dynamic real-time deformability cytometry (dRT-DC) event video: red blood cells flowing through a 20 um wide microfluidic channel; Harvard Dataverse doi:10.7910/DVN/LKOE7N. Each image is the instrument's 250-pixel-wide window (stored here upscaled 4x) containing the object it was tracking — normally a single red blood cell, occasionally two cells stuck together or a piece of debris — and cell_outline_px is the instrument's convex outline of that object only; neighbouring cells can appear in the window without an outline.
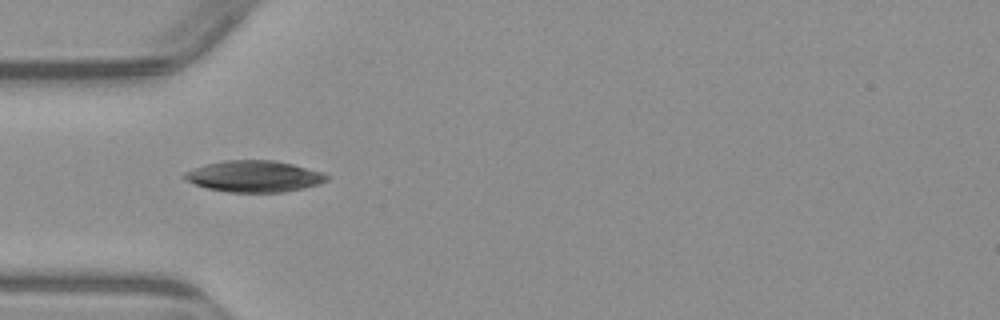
{"species": "common noctule bat (a hibernating species)", "species_latin": "Nyctalus noctula", "temperature_condition": "warm", "stored_images_in_passage": 3, "camera_frame_rate_fps": 3000, "um_per_image_px": 0.085, "animal": {"sex": "male", "body_mass_g": 23.1, "forearm_length_mm": 52.7}, "frame": {"image": 1, "passage_image": 1, "time_ms": 0.0, "image_size_px": [1000, 320], "cell_outline_px": [[328, 180], [320, 184], [304, 188], [284, 192], [228, 192], [208, 188], [184, 180], [184, 172], [208, 164], [224, 160], [276, 160], [324, 172], [328, 176]], "centroid_in_image_um": [21.65, 14.99], "position_along_channel_um": 63.4, "area_um2": 25.95}}
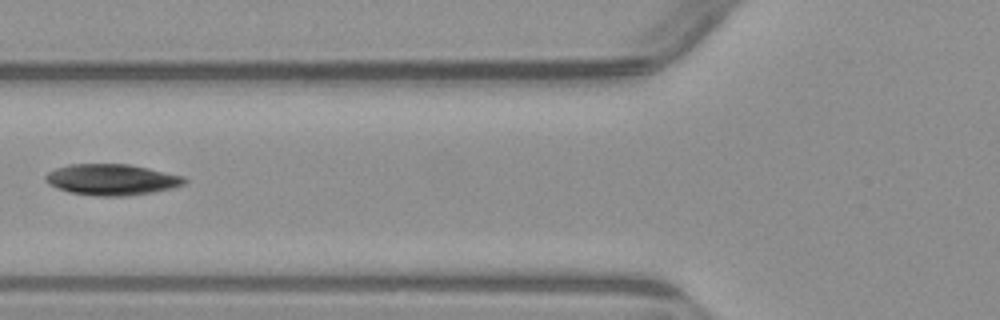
{"frame": {"image": 2, "passage_image": 2, "time_ms": 1.333, "image_size_px": [1000, 320], "cell_outline_px": [[188, 180], [184, 184], [172, 188], [152, 192], [128, 196], [96, 196], [68, 192], [56, 188], [48, 184], [44, 180], [44, 176], [48, 172], [56, 168], [68, 164], [128, 164], [148, 168], [184, 176]], "centroid_in_image_um": [9.47, 15.27], "position_along_channel_um": 116.3, "area_um2": 25.32}}
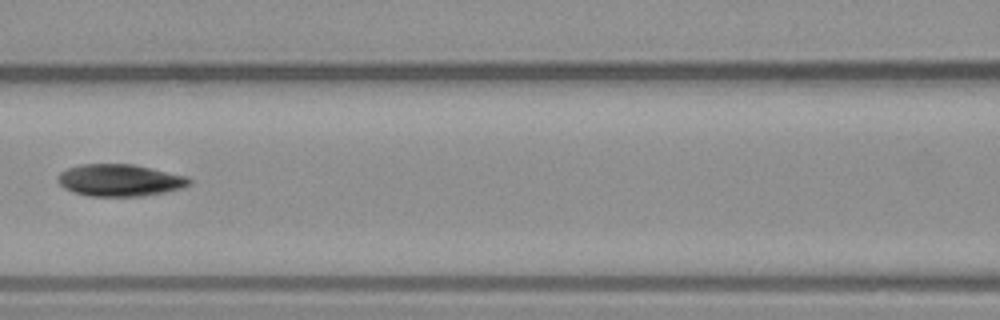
{"frame": {"image": 3, "passage_image": 3, "time_ms": 2.333, "image_size_px": [1000, 320], "cell_outline_px": [[192, 184], [184, 188], [144, 196], [88, 196], [64, 188], [56, 180], [56, 176], [60, 172], [68, 168], [80, 164], [132, 164], [152, 168], [188, 176], [192, 180]], "centroid_in_image_um": [10.21, 15.32], "position_along_channel_um": 156.4, "area_um2": 24.74}}